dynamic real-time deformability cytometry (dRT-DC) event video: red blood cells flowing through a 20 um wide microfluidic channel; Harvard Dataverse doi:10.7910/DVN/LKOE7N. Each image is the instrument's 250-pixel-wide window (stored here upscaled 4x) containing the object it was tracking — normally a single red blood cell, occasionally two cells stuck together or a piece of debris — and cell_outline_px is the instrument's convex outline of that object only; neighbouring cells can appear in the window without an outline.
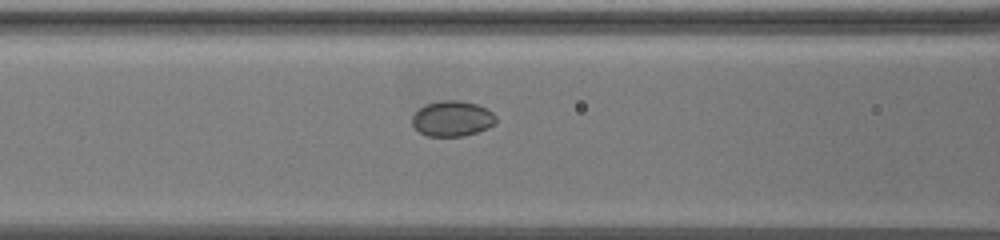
{"species": "common noctule bat (a hibernating species)", "species_latin": "Nyctalus noctula", "temperature_condition": "warm", "stored_images_in_passage": 32, "segment_of_instrument_passage": [1, 2], "camera_frame_rate_fps": 3000, "um_per_image_px": 0.085, "animal": {"sex": "female", "body_mass_g": 19.5, "forearm_length_mm": 54.1}, "frame": {"image": 1, "passage_image": 8, "time_ms": 6.0, "image_size_px": [1000, 240], "cell_outline_px": [[496, 124], [488, 128], [464, 136], [428, 136], [420, 132], [412, 124], [412, 116], [424, 104], [440, 100], [460, 100], [476, 104], [492, 112], [496, 116]], "centroid_in_image_um": [38.44, 10.07], "position_along_channel_um": 128.2, "area_um2": 17.34}}
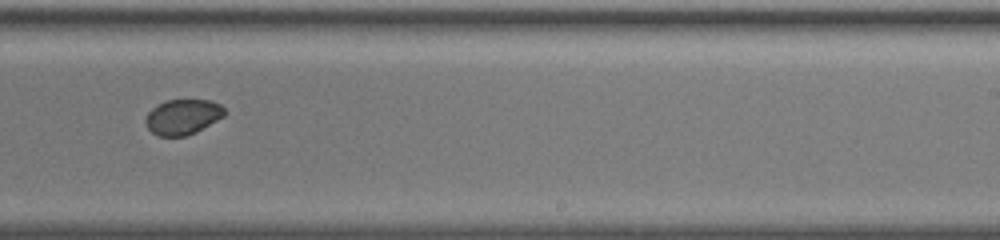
{"frame": {"image": 2, "passage_image": 14, "time_ms": 11.0, "image_size_px": [1000, 240], "cell_outline_px": [[228, 112], [224, 116], [196, 132], [184, 136], [156, 136], [148, 128], [144, 120], [148, 112], [156, 104], [168, 100], [208, 100], [220, 104]], "centroid_in_image_um": [15.53, 9.93], "position_along_channel_um": 273.5, "area_um2": 16.3}}
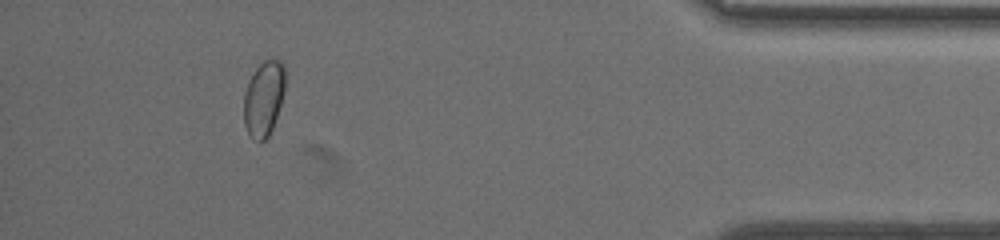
{"frame": {"image": 3, "passage_image": 29, "time_ms": 17.333, "image_size_px": [1000, 240], "cell_outline_px": [[284, 92], [272, 128], [268, 136], [264, 140], [252, 140], [248, 136], [244, 124], [244, 92], [248, 80], [256, 68], [264, 60], [280, 60], [284, 64]], "centroid_in_image_um": [22.39, 8.38], "position_along_channel_um": 412.8, "area_um2": 18.03}}